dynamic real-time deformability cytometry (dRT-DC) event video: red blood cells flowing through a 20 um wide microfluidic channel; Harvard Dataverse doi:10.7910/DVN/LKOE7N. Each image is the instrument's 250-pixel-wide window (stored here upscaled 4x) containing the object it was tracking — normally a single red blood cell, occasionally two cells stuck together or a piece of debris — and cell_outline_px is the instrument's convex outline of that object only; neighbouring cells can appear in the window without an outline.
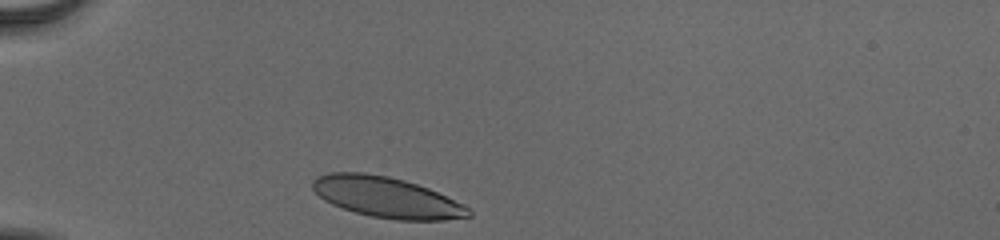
{"species": "human", "species_latin": "Homo sapiens", "temperature_condition": "cold", "stored_images_in_passage": 30, "camera_frame_rate_fps": 3000, "um_per_image_px": 0.085, "donor": {"sex": "male"}, "frame": {"image": 1, "passage_image": 1, "time_ms": 0.0, "image_size_px": [1000, 240], "cell_outline_px": [[472, 216], [444, 220], [396, 220], [372, 216], [356, 212], [332, 204], [324, 200], [312, 188], [312, 180], [316, 176], [328, 172], [364, 172], [388, 176], [404, 180], [428, 188], [464, 204], [472, 212]], "centroid_in_image_um": [32.86, 16.76], "position_along_channel_um": 52.1, "area_um2": 36.88}}
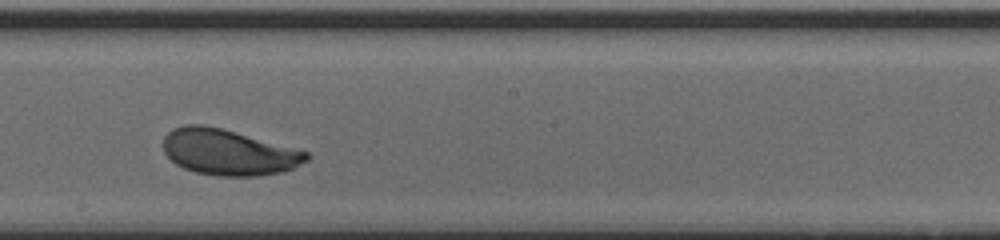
{"frame": {"image": 2, "passage_image": 17, "time_ms": 5.333, "image_size_px": [1000, 240], "cell_outline_px": [[312, 156], [308, 160], [292, 168], [280, 172], [256, 176], [216, 176], [196, 172], [184, 168], [176, 164], [164, 152], [164, 136], [172, 128], [184, 124], [204, 124], [220, 128], [308, 152]], "centroid_in_image_um": [19.39, 12.94], "position_along_channel_um": 228.8, "area_um2": 37.97}}
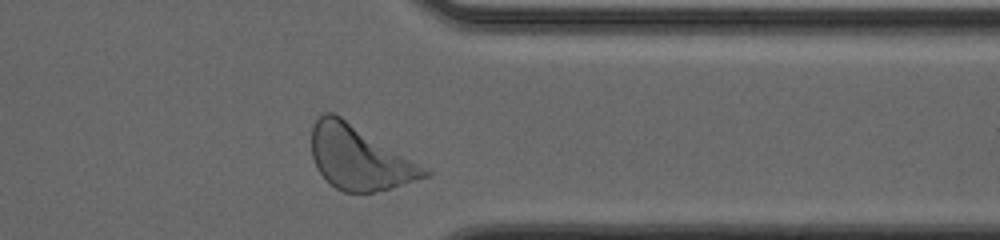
{"frame": {"image": 3, "passage_image": 29, "time_ms": 9.333, "image_size_px": [1000, 240], "cell_outline_px": [[432, 176], [388, 188], [372, 192], [344, 192], [336, 188], [316, 168], [312, 156], [312, 124], [324, 112], [332, 112], [340, 116], [432, 172]], "centroid_in_image_um": [30.51, 13.41], "position_along_channel_um": 380.9, "area_um2": 41.04}, "authors_computed_cell_mechanics": {"area_um2": 37.859, "velocity_mm_per_s": 3.8269, "shape_relaxation_time_tau1_ms": 1.3879, "shape_relaxation_time_tau2_ms": null, "deformation_change_tau1": 0.1122, "deformation_change_tau2": null}}